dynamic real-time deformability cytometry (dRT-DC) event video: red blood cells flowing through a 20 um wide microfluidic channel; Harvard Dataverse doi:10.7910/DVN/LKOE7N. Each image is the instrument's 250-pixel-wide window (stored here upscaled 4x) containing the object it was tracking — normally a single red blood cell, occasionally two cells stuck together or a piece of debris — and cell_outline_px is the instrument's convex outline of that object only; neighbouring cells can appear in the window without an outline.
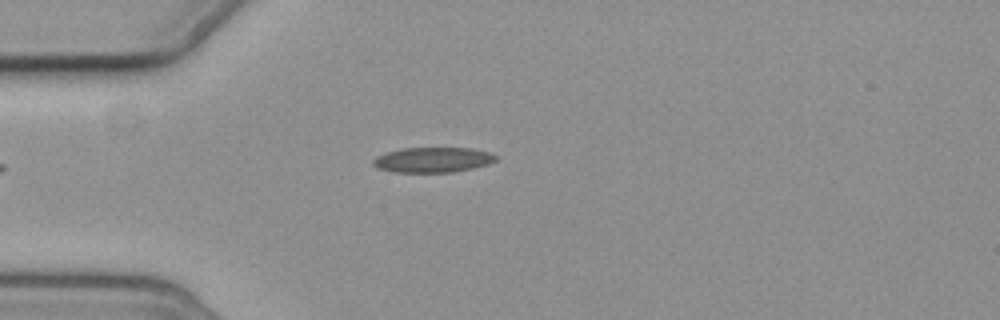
{"species": "common noctule bat (a hibernating species)", "species_latin": "Nyctalus noctula", "temperature_condition": "cold", "stored_images_in_passage": 2, "camera_frame_rate_fps": 3000, "um_per_image_px": 0.085, "animal": {"sex": "female", "body_mass_g": 19.3, "forearm_length_mm": 54.1}, "frame": {"image": 1, "passage_image": 2, "time_ms": 1.0, "image_size_px": [1000, 320], "cell_outline_px": [[496, 160], [488, 164], [472, 168], [452, 172], [396, 172], [376, 168], [372, 164], [372, 160], [376, 156], [400, 148], [472, 148], [488, 152], [496, 156]], "centroid_in_image_um": [36.75, 13.58], "position_along_channel_um": 48.2, "area_um2": 17.92}}